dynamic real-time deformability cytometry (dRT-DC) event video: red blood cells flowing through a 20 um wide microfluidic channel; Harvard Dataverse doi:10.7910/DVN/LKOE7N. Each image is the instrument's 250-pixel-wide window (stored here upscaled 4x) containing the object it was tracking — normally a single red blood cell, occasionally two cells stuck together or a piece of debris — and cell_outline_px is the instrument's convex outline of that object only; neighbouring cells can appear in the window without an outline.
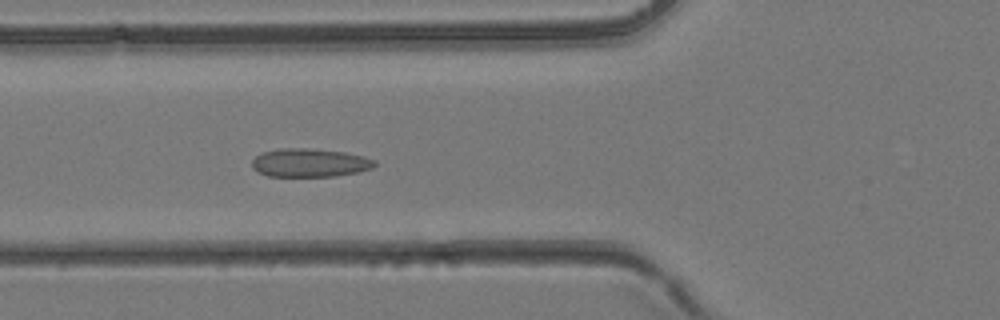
{"species": "common noctule bat (a hibernating species)", "species_latin": "Nyctalus noctula", "temperature_condition": "room temperature", "stored_images_in_passage": 44, "camera_frame_rate_fps": 3000, "um_per_image_px": 0.085, "animal": {"sex": "female", "body_mass_g": 24.6, "forearm_length_mm": 56.2}, "frame": {"image": 1, "passage_image": 17, "time_ms": 5.333, "image_size_px": [1000, 320], "cell_outline_px": [[376, 164], [372, 168], [356, 172], [336, 176], [268, 176], [252, 168], [252, 160], [256, 156], [264, 152], [280, 148], [304, 148], [344, 152], [364, 156], [376, 160]], "centroid_in_image_um": [26.33, 13.83], "position_along_channel_um": 99.5, "area_um2": 20.17}}
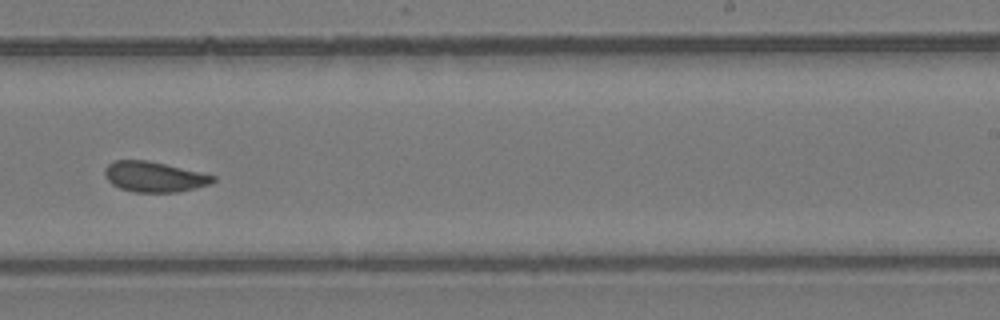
{"frame": {"image": 2, "passage_image": 28, "time_ms": 9.0, "image_size_px": [1000, 320], "cell_outline_px": [[216, 180], [212, 184], [176, 192], [132, 192], [120, 188], [112, 184], [108, 180], [104, 172], [104, 168], [108, 164], [116, 160], [148, 160], [200, 172], [216, 176]], "centroid_in_image_um": [13.11, 15.03], "position_along_channel_um": 275.9, "area_um2": 19.13}}
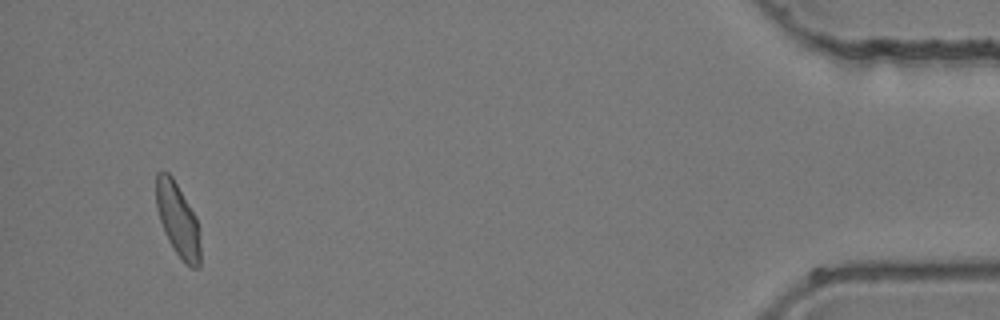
{"frame": {"image": 3, "passage_image": 42, "time_ms": 13.667, "image_size_px": [1000, 320], "cell_outline_px": [[200, 268], [192, 268], [184, 264], [168, 240], [164, 232], [156, 208], [156, 172], [168, 172], [172, 176], [196, 216], [200, 228]], "centroid_in_image_um": [15.13, 18.71], "position_along_channel_um": 420.1, "area_um2": 19.19}}